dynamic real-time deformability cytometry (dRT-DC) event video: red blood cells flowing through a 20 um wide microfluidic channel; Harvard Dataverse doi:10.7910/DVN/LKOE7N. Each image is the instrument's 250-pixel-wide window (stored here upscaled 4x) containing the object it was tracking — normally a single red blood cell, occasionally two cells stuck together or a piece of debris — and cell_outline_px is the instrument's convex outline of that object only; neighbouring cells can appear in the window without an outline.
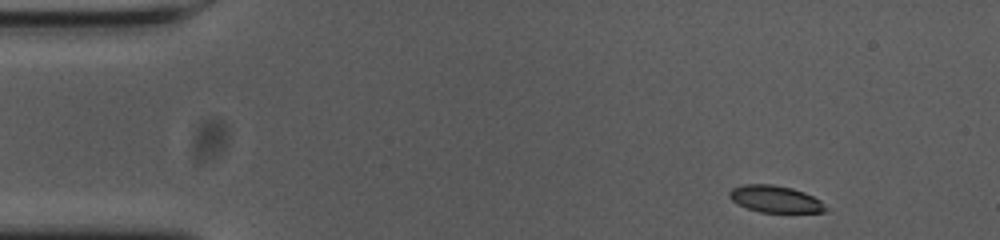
{"species": "common noctule bat (a hibernating species)", "species_latin": "Nyctalus noctula", "temperature_condition": "cold", "stored_images_in_passage": 51, "camera_frame_rate_fps": 3000, "um_per_image_px": 0.085, "animal": {"sex": "female", "body_mass_g": 23.0, "forearm_length_mm": 53.4}, "frame": {"image": 1, "passage_image": 1, "time_ms": 0.0, "image_size_px": [1000, 240], "cell_outline_px": [[828, 212], [760, 212], [748, 208], [732, 200], [728, 196], [728, 192], [732, 188], [744, 184], [772, 184], [792, 188], [804, 192], [820, 200], [828, 208]], "centroid_in_image_um": [65.91, 16.91], "position_along_channel_um": 19.1, "area_um2": 15.03}}
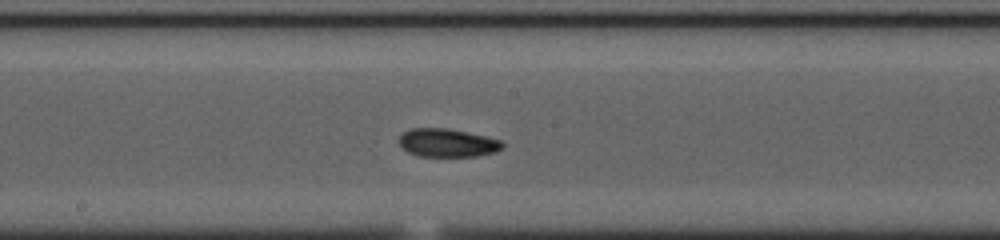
{"frame": {"image": 2, "passage_image": 24, "time_ms": 7.667, "image_size_px": [1000, 240], "cell_outline_px": [[504, 148], [496, 152], [476, 156], [420, 156], [408, 152], [396, 140], [404, 132], [412, 128], [448, 128], [484, 136], [500, 140], [504, 144]], "centroid_in_image_um": [38.03, 12.14], "position_along_channel_um": 210.2, "area_um2": 16.99}}
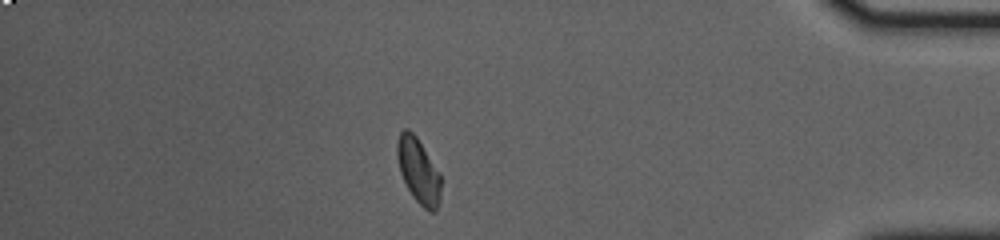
{"frame": {"image": 3, "passage_image": 43, "time_ms": 14.0, "image_size_px": [1000, 240], "cell_outline_px": [[440, 204], [432, 212], [428, 212], [412, 196], [400, 172], [396, 156], [396, 144], [400, 132], [404, 128], [408, 128], [416, 136], [440, 172]], "centroid_in_image_um": [35.56, 14.5], "position_along_channel_um": 399.6, "area_um2": 16.65}}